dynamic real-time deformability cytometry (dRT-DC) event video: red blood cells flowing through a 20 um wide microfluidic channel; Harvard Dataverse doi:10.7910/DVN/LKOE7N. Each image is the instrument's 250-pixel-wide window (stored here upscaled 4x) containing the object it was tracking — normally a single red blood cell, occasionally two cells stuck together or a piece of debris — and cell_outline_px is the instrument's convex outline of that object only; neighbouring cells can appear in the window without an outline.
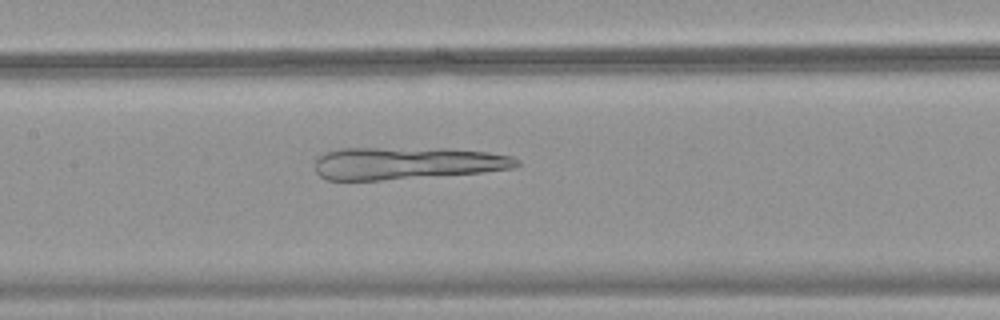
{"species": "common noctule bat (a hibernating species)", "species_latin": "Nyctalus noctula", "temperature_condition": "warm", "stored_images_in_passage": 34, "camera_frame_rate_fps": 3000, "um_per_image_px": 0.085, "animal": {"sex": "female", "body_mass_g": 18.4}, "frame": {"image": 1, "passage_image": 10, "time_ms": 3.0, "image_size_px": [1000, 320], "cell_outline_px": [[520, 164], [516, 168], [484, 172], [380, 180], [328, 180], [320, 176], [316, 172], [316, 160], [324, 152], [340, 148], [448, 148], [488, 152], [512, 156], [520, 160]], "centroid_in_image_um": [34.62, 13.86], "position_along_channel_um": 172.8, "area_um2": 38.26}}
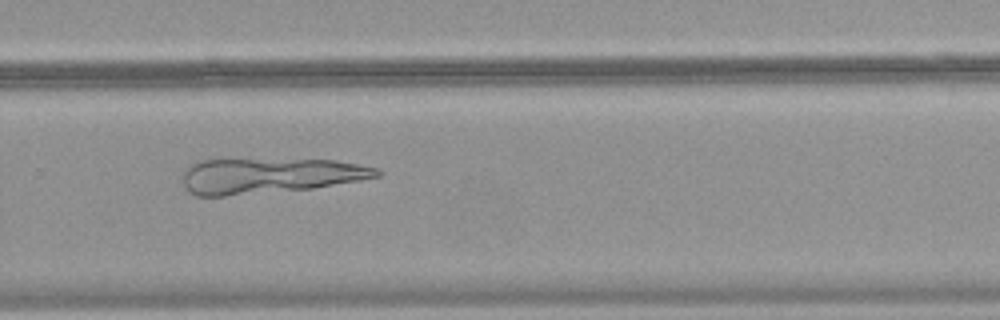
{"frame": {"image": 2, "passage_image": 20, "time_ms": 6.333, "image_size_px": [1000, 320], "cell_outline_px": [[380, 176], [360, 180], [312, 188], [224, 196], [196, 196], [188, 192], [184, 184], [184, 168], [188, 164], [196, 160], [336, 160], [376, 168], [380, 172]], "centroid_in_image_um": [22.84, 14.94], "position_along_channel_um": 307.0, "area_um2": 39.59}}
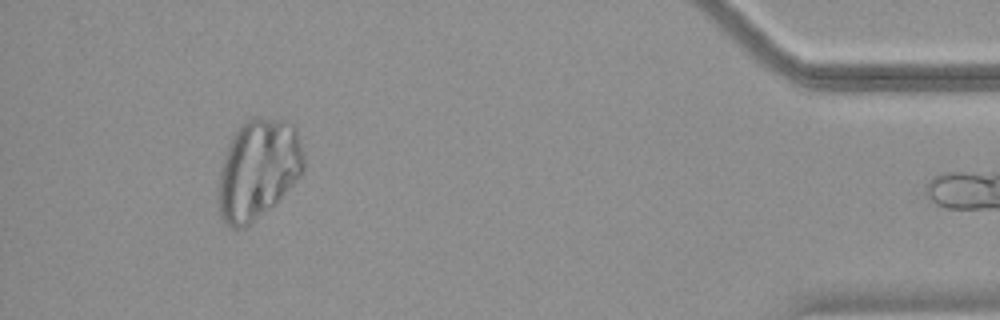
{"frame": {"image": 3, "passage_image": 32, "time_ms": 10.333, "image_size_px": [1000, 320], "cell_outline_px": [[304, 172], [276, 204], [244, 228], [232, 228], [220, 216], [216, 196], [216, 188], [220, 168], [228, 144], [232, 136], [252, 116], [284, 120], [296, 124], [304, 156]], "centroid_in_image_um": [21.94, 14.4], "position_along_channel_um": 413.3, "area_um2": 50.58}}